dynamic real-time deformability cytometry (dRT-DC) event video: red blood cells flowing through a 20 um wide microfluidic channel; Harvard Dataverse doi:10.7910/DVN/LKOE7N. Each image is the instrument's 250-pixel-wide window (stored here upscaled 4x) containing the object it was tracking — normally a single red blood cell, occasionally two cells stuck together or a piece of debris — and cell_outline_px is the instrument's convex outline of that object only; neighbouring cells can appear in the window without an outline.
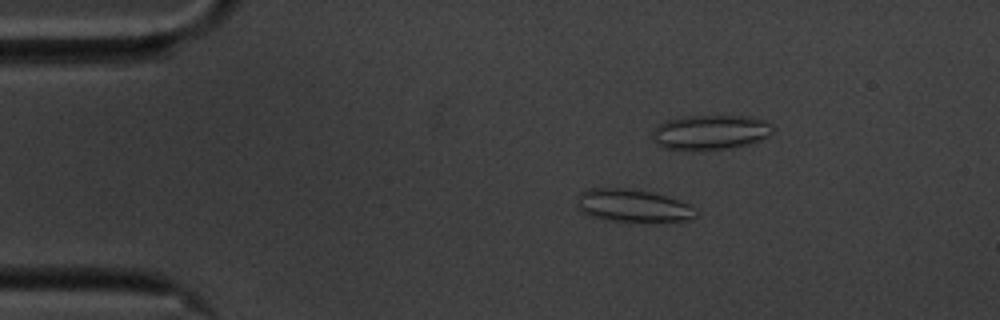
{"species": "common noctule bat (a hibernating species)", "species_latin": "Nyctalus noctula", "temperature_condition": "cold", "stored_images_in_passage": 54, "camera_frame_rate_fps": 3000, "um_per_image_px": 0.085, "animal": {"sex": "male", "body_mass_g": 20.1, "forearm_length_mm": 53.5}, "frame": {"image": 1, "passage_image": 7, "time_ms": 2.0, "image_size_px": [1000, 320], "cell_outline_px": [[696, 216], [684, 220], [608, 220], [592, 216], [584, 212], [580, 208], [580, 192], [588, 188], [628, 188], [652, 192], [688, 204], [696, 208]], "centroid_in_image_um": [53.8, 17.45], "position_along_channel_um": 31.2, "area_um2": 21.68}}
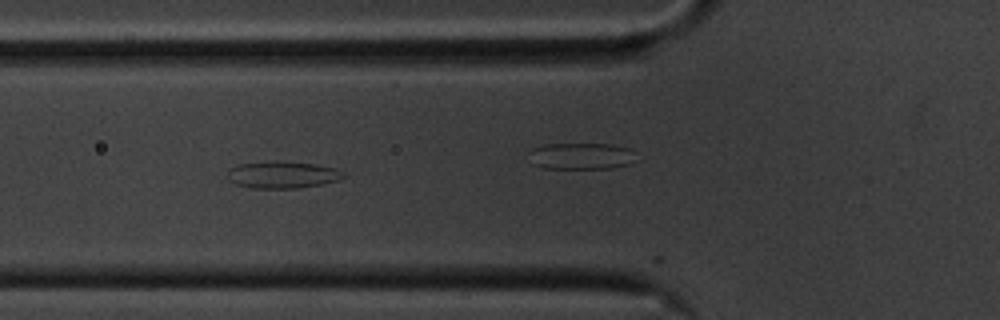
{"frame": {"image": 2, "passage_image": 17, "time_ms": 5.333, "image_size_px": [1000, 320], "cell_outline_px": [[344, 176], [340, 180], [320, 184], [296, 188], [252, 188], [236, 184], [228, 180], [228, 172], [236, 164], [276, 160], [316, 164], [336, 168], [344, 172]], "centroid_in_image_um": [24.01, 14.84], "position_along_channel_um": 101.8, "area_um2": 18.32}}
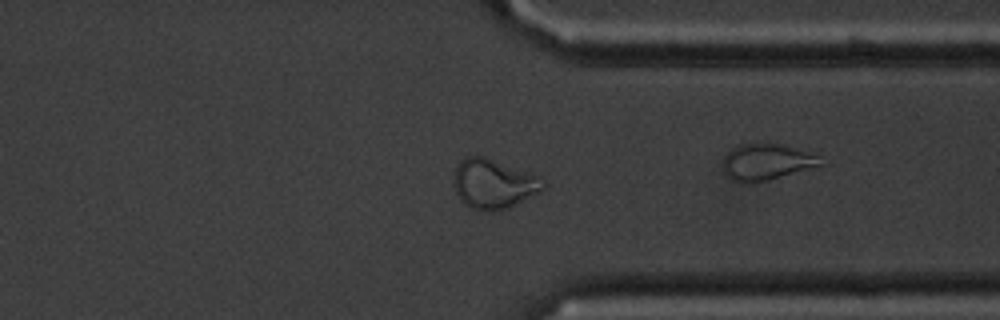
{"frame": {"image": 3, "passage_image": 40, "time_ms": 13.0, "image_size_px": [1000, 320], "cell_outline_px": [[548, 184], [544, 188], [508, 208], [492, 212], [472, 208], [464, 204], [460, 200], [456, 192], [452, 180], [456, 168], [460, 160], [468, 156], [484, 156], [528, 172], [544, 180]], "centroid_in_image_um": [41.91, 15.63], "position_along_channel_um": 369.5, "area_um2": 25.61}, "authors_computed_cell_mechanics": {"area_um2": 20.6346, "velocity_mm_per_s": 3.5076, "shape_relaxation_time_tau1_ms": null, "shape_relaxation_time_tau2_ms": 2.5792, "deformation_change_tau1": null, "deformation_change_tau2": 0.0981}}